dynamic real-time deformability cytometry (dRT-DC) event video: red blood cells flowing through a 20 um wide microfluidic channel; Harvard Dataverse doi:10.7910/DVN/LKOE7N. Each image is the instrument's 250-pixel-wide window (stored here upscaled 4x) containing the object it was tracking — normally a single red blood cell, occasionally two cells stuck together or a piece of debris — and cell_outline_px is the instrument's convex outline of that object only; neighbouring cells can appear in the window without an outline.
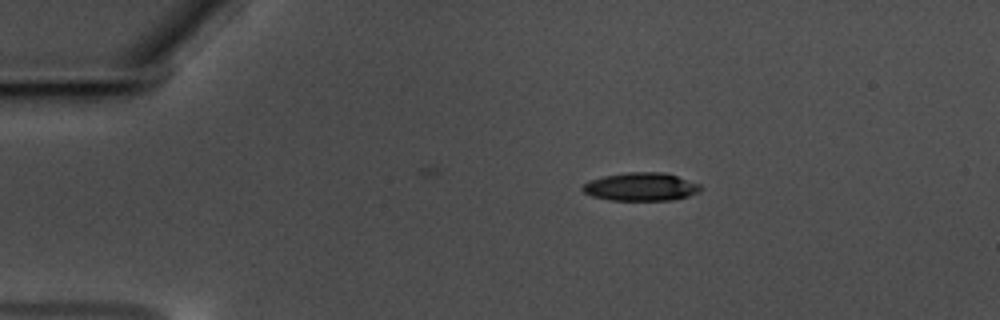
{"species": "common noctule bat (a hibernating species)", "species_latin": "Nyctalus noctula", "temperature_condition": "warm", "stored_images_in_passage": 6, "camera_frame_rate_fps": 3000, "um_per_image_px": 0.085, "animal": {"sex": "male", "body_mass_g": 17.5, "forearm_length_mm": 52.3}, "frame": {"image": 1, "passage_image": 1, "time_ms": 0.0, "image_size_px": [1000, 320], "cell_outline_px": [[704, 188], [700, 192], [688, 196], [672, 200], [608, 200], [592, 196], [584, 192], [580, 188], [588, 180], [604, 176], [628, 172], [664, 172], [700, 184]], "centroid_in_image_um": [54.48, 15.88], "position_along_channel_um": 30.5, "area_um2": 19.48}}